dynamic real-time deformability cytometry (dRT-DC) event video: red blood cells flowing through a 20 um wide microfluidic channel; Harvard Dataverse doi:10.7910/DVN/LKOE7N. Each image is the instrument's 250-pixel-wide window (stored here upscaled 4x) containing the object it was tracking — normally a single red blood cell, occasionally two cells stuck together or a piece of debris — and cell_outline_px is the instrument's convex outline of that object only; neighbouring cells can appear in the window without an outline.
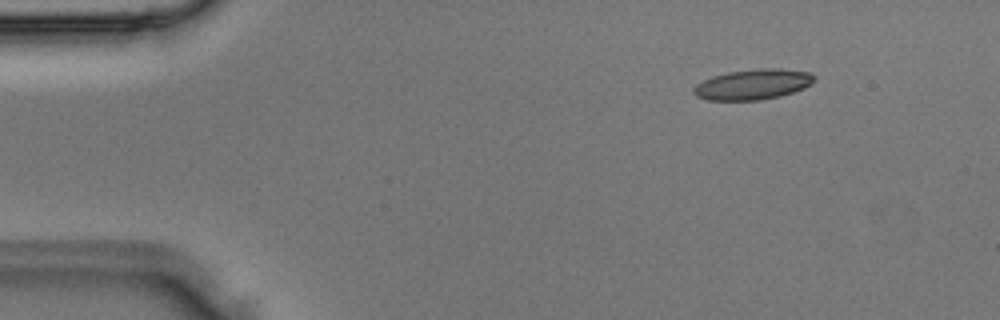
{"species": "Egyptian fruit bat (a non-hibernating species)", "species_latin": "Rousettus aegyptiacus", "temperature_condition": "room temperature", "stored_images_in_passage": 4, "camera_frame_rate_fps": 3000, "um_per_image_px": 0.085, "animal": {"sex": "male"}, "frame": {"image": 1, "passage_image": 2, "time_ms": 0.333, "image_size_px": [1000, 320], "cell_outline_px": [[816, 80], [812, 84], [804, 88], [780, 96], [760, 100], [708, 100], [696, 96], [692, 92], [692, 88], [696, 84], [712, 76], [728, 72], [760, 68], [780, 68], [808, 72], [816, 76]], "centroid_in_image_um": [64.0, 7.17], "position_along_channel_um": 21.0, "area_um2": 21.5}}
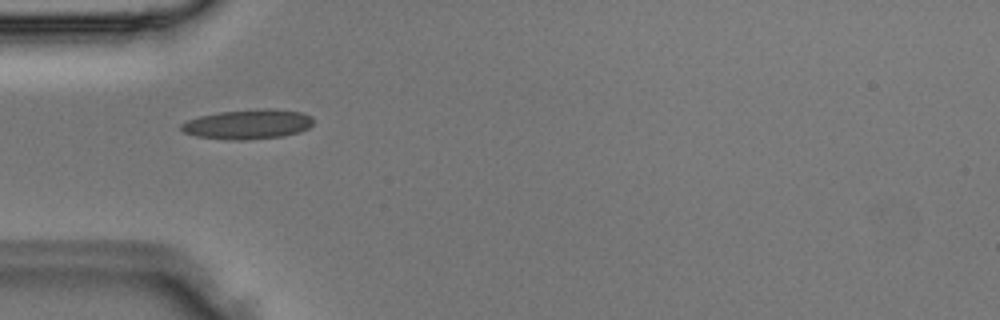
{"frame": {"image": 2, "passage_image": 4, "time_ms": 1.0, "image_size_px": [1000, 320], "cell_outline_px": [[312, 124], [308, 128], [300, 132], [284, 136], [244, 140], [228, 140], [196, 136], [184, 132], [180, 128], [180, 124], [188, 120], [200, 116], [220, 112], [260, 108], [268, 108], [300, 112], [312, 116]], "centroid_in_image_um": [21.07, 10.56], "position_along_channel_um": 63.9, "area_um2": 22.89}}